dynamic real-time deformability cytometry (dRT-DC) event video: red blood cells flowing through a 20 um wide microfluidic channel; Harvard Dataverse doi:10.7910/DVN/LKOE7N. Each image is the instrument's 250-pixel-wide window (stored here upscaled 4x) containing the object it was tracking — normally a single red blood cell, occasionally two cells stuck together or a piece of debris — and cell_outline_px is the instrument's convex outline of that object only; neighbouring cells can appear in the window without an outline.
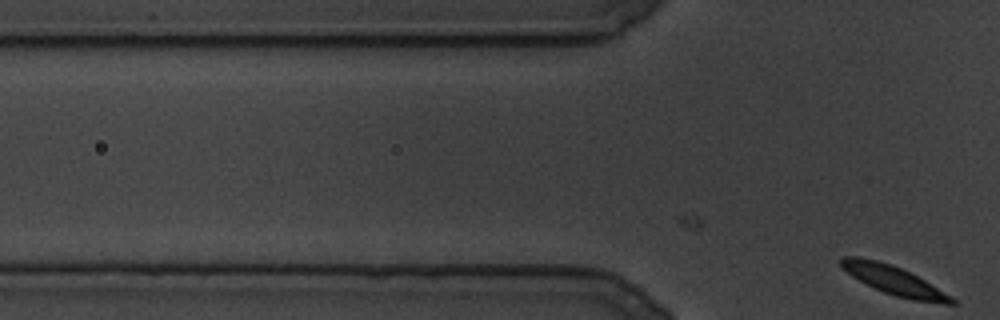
{"species": "common noctule bat (a hibernating species)", "species_latin": "Nyctalus noctula", "temperature_condition": "cold", "stored_images_in_passage": 3, "camera_frame_rate_fps": 3000, "um_per_image_px": 0.085, "animal": {"sex": "male", "body_mass_g": 19.5, "forearm_length_mm": 54.6}, "frame": {"image": 1, "passage_image": 3, "time_ms": 0.667, "image_size_px": [1000, 320], "cell_outline_px": [[956, 304], [944, 304], [912, 300], [896, 296], [884, 292], [852, 276], [840, 268], [836, 260], [840, 256], [860, 256], [892, 264], [924, 280], [952, 296], [956, 300]], "centroid_in_image_um": [75.92, 23.8], "position_along_channel_um": 49.9, "area_um2": 18.67}}